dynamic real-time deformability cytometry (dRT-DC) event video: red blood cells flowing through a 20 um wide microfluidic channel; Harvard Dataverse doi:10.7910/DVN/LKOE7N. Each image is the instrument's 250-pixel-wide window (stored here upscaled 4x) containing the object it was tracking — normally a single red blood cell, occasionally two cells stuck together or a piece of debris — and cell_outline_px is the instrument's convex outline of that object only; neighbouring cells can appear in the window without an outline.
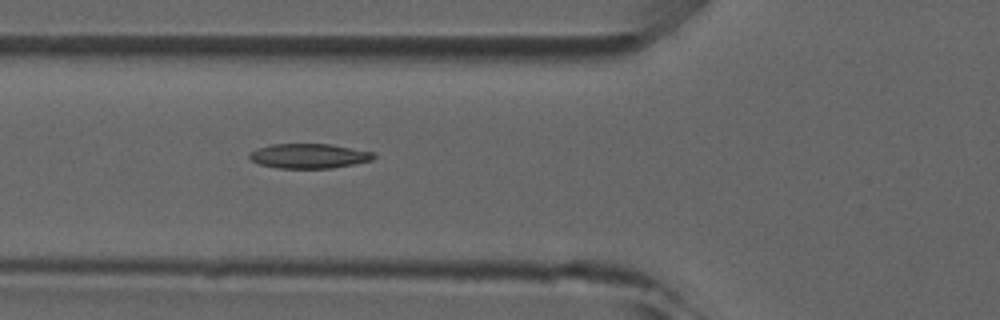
{"species": "common noctule bat (a hibernating species)", "species_latin": "Nyctalus noctula", "temperature_condition": "room temperature", "stored_images_in_passage": 6, "camera_frame_rate_fps": 3000, "um_per_image_px": 0.085, "animal": {"sex": "male", "forearm_length_mm": 52.5}, "frame": {"image": 1, "passage_image": 6, "time_ms": 5.667, "image_size_px": [1000, 320], "cell_outline_px": [[376, 156], [372, 160], [332, 168], [276, 168], [260, 164], [252, 160], [248, 156], [252, 152], [260, 148], [272, 144], [328, 144], [376, 152]], "centroid_in_image_um": [26.31, 13.26], "position_along_channel_um": 99.5, "area_um2": 17.69}}